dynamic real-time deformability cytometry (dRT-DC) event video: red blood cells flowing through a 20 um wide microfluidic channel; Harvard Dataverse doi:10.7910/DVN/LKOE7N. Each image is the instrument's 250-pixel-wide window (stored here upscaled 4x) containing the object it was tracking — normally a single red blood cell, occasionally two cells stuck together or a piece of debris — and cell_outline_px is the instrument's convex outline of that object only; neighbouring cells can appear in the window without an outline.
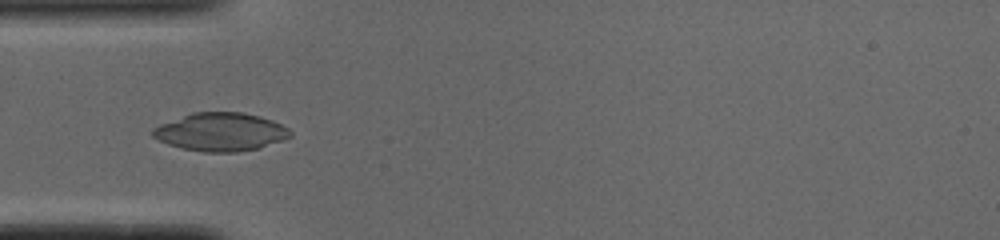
{"species": "common noctule bat (a hibernating species)", "species_latin": "Nyctalus noctula", "temperature_condition": "cold", "stored_images_in_passage": 37, "camera_frame_rate_fps": 3000, "um_per_image_px": 0.085, "animal": {"sex": "male", "body_mass_g": 19.0, "forearm_length_mm": 50.8}, "frame": {"image": 1, "passage_image": 1, "time_ms": 0.0, "image_size_px": [1000, 240], "cell_outline_px": [[292, 136], [284, 140], [260, 148], [236, 152], [204, 152], [184, 148], [168, 144], [152, 136], [152, 128], [160, 124], [192, 112], [244, 112], [260, 116], [272, 120], [288, 128], [292, 132]], "centroid_in_image_um": [18.79, 11.21], "position_along_channel_um": 66.2, "area_um2": 30.69}}
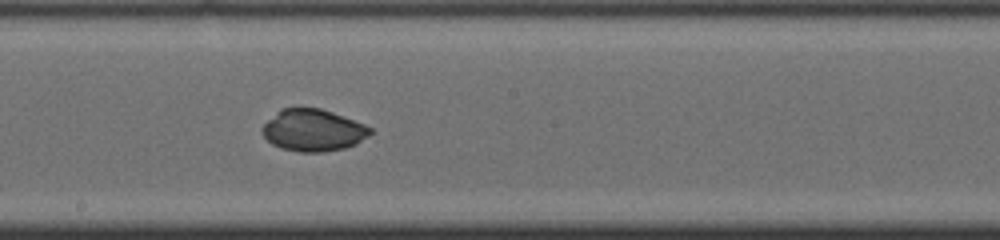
{"frame": {"image": 2, "passage_image": 13, "time_ms": 4.0, "image_size_px": [1000, 240], "cell_outline_px": [[372, 132], [368, 136], [356, 144], [344, 148], [320, 152], [300, 152], [280, 148], [272, 144], [260, 132], [260, 128], [280, 108], [320, 108], [332, 112], [364, 124], [372, 128]], "centroid_in_image_um": [26.59, 11.07], "position_along_channel_um": 221.6, "area_um2": 26.36}}
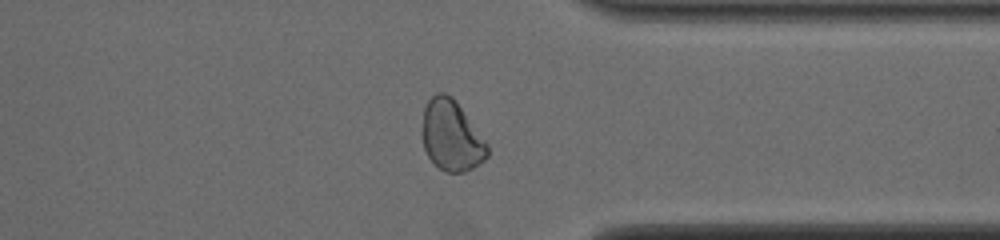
{"frame": {"image": 3, "passage_image": 25, "time_ms": 8.0, "image_size_px": [1000, 240], "cell_outline_px": [[488, 156], [480, 164], [464, 172], [444, 172], [428, 156], [424, 148], [424, 108], [428, 100], [436, 92], [444, 92], [452, 96], [456, 100], [488, 144]], "centroid_in_image_um": [38.41, 11.53], "position_along_channel_um": 373.0, "area_um2": 26.53}, "authors_computed_cell_mechanics": {"area_um2": 27.2816, "velocity_mm_per_s": 3.8879, "shape_relaxation_time_tau1_ms": 5.8662, "shape_relaxation_time_tau2_ms": 6.4753, "deformation_change_tau1": 0.2183, "deformation_change_tau2": 0.0499}}